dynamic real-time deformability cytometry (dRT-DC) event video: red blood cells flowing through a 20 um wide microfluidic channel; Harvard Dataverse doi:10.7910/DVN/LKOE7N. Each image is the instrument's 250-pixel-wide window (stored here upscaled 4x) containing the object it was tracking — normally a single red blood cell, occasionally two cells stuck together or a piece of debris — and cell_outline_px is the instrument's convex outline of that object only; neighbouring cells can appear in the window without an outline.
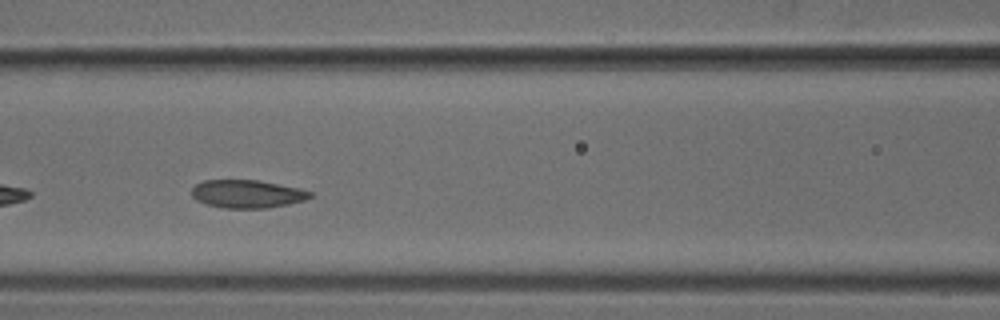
{"species": "common noctule bat (a hibernating species)", "species_latin": "Nyctalus noctula", "temperature_condition": "cold", "stored_images_in_passage": 39, "camera_frame_rate_fps": 3000, "um_per_image_px": 0.085, "animal": {"sex": "male", "body_mass_g": 18.8}, "frame": {"image": 1, "passage_image": 8, "time_ms": 2.333, "image_size_px": [1000, 320], "cell_outline_px": [[312, 196], [304, 200], [288, 204], [264, 208], [224, 208], [208, 204], [196, 200], [192, 196], [192, 188], [196, 184], [204, 180], [256, 180], [300, 188], [312, 192]], "centroid_in_image_um": [21.0, 16.48], "position_along_channel_um": 145.6, "area_um2": 19.19}}
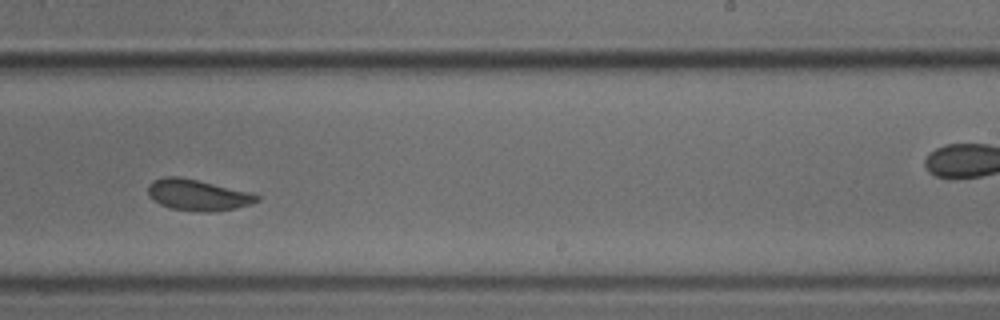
{"frame": {"image": 2, "passage_image": 18, "time_ms": 5.667, "image_size_px": [1000, 320], "cell_outline_px": [[260, 200], [252, 204], [236, 208], [208, 212], [204, 212], [172, 208], [160, 204], [152, 200], [148, 196], [148, 184], [152, 180], [164, 176], [176, 176], [196, 180], [248, 192], [260, 196]], "centroid_in_image_um": [16.77, 16.57], "position_along_channel_um": 272.2, "area_um2": 19.54}}
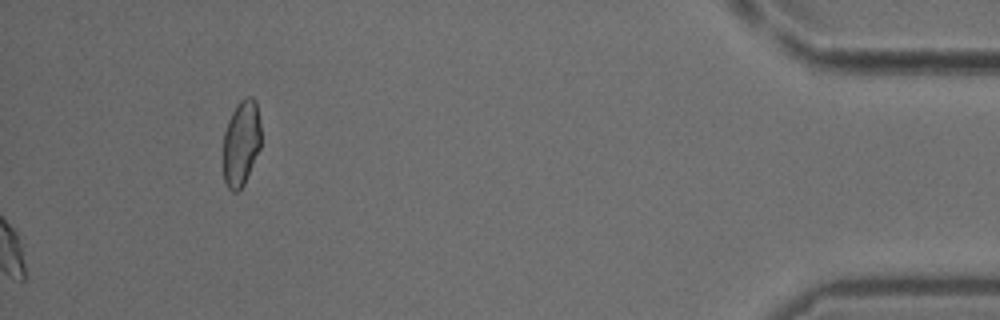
{"frame": {"image": 3, "passage_image": 39, "time_ms": 12.667, "image_size_px": [1000, 320], "cell_outline_px": [[260, 148], [244, 184], [236, 192], [232, 192], [228, 188], [224, 180], [224, 132], [228, 120], [236, 104], [244, 96], [252, 96], [256, 100], [260, 124]], "centroid_in_image_um": [20.5, 12.12], "position_along_channel_um": 414.7, "area_um2": 18.9}}